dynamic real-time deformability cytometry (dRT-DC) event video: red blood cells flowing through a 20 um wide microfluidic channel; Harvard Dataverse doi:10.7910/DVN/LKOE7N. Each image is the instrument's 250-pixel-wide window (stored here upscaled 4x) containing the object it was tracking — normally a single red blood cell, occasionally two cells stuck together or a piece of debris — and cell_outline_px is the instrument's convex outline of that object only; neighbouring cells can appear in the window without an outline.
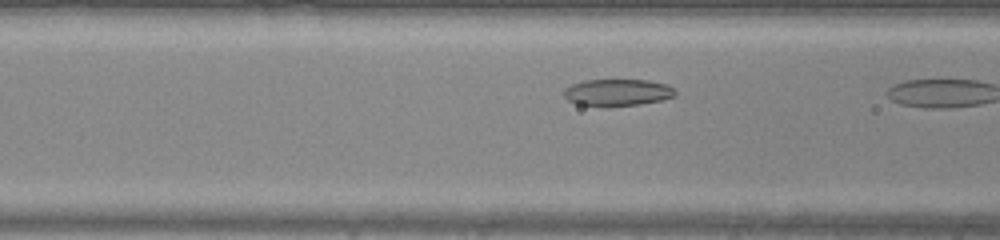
{"species": "common noctule bat (a hibernating species)", "species_latin": "Nyctalus noctula", "temperature_condition": "warm", "stored_images_in_passage": 7, "camera_frame_rate_fps": 3000, "um_per_image_px": 0.085, "animal": {"sex": "male", "body_mass_g": 20.0, "forearm_length_mm": 53.3}, "frame": {"image": 1, "passage_image": 6, "time_ms": 1.667, "image_size_px": [1000, 240], "cell_outline_px": [[676, 96], [660, 100], [640, 104], [576, 104], [568, 100], [564, 96], [564, 88], [572, 84], [584, 80], [648, 80], [668, 84], [676, 92]], "centroid_in_image_um": [52.5, 7.82], "position_along_channel_um": 114.1, "area_um2": 16.88}}